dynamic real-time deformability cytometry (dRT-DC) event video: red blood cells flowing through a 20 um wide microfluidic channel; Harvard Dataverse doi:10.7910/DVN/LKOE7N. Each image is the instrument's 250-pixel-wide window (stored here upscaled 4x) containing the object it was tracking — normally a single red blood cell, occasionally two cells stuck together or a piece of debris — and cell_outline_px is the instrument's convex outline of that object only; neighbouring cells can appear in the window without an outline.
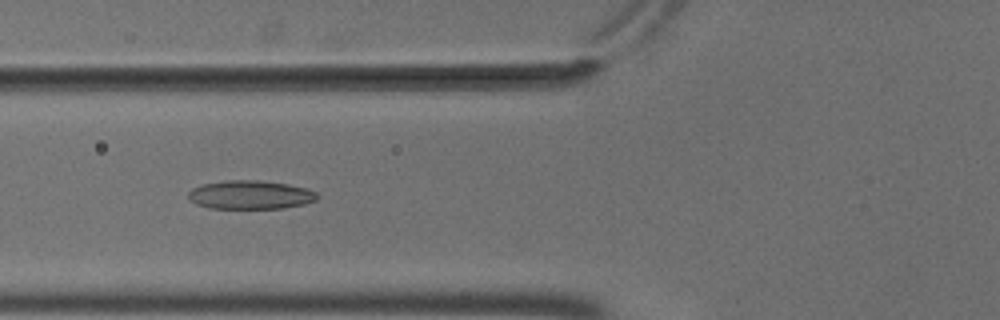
{"species": "common noctule bat (a hibernating species)", "species_latin": "Nyctalus noctula", "temperature_condition": "cold", "stored_images_in_passage": 55, "camera_frame_rate_fps": 3000, "um_per_image_px": 0.085, "animal": {"sex": "male", "body_mass_g": 18.8}, "frame": {"image": 1, "passage_image": 22, "time_ms": 7.0, "image_size_px": [1000, 320], "cell_outline_px": [[320, 196], [316, 200], [304, 204], [284, 208], [208, 208], [196, 204], [188, 196], [188, 192], [192, 188], [204, 184], [228, 180], [256, 180], [288, 184], [308, 188], [316, 192]], "centroid_in_image_um": [21.32, 16.56], "position_along_channel_um": 104.5, "area_um2": 21.5}}
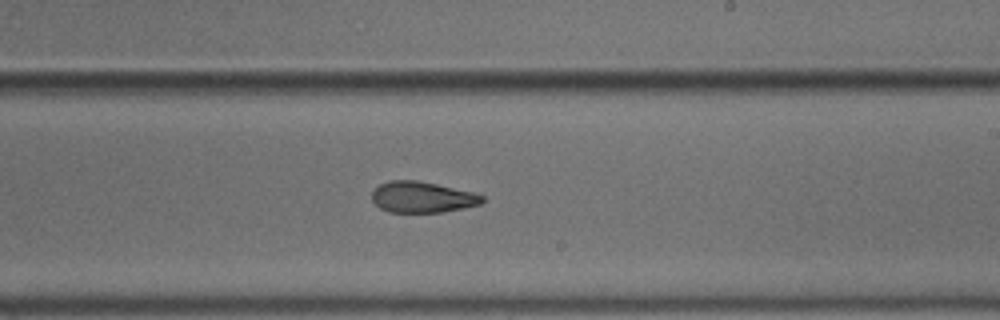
{"frame": {"image": 2, "passage_image": 34, "time_ms": 11.0, "image_size_px": [1000, 320], "cell_outline_px": [[484, 200], [480, 204], [464, 208], [440, 212], [388, 212], [380, 208], [372, 200], [372, 192], [380, 184], [388, 180], [416, 180], [436, 184], [472, 192], [484, 196]], "centroid_in_image_um": [35.87, 16.76], "position_along_channel_um": 253.1, "area_um2": 19.83}}
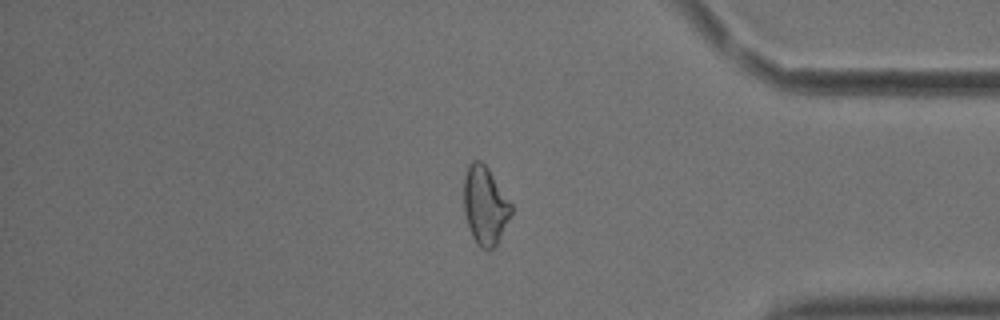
{"frame": {"image": 3, "passage_image": 47, "time_ms": 15.333, "image_size_px": [1000, 320], "cell_outline_px": [[512, 212], [496, 244], [488, 252], [480, 248], [476, 244], [472, 236], [464, 212], [464, 176], [468, 164], [472, 160], [480, 160], [488, 168], [512, 204]], "centroid_in_image_um": [41.21, 17.46], "position_along_channel_um": 394.0, "area_um2": 21.56}, "authors_computed_cell_mechanics": {"area_um2": 21.5016, "velocity_mm_per_s": 3.7031, "shape_relaxation_time_tau1_ms": 7.398, "shape_relaxation_time_tau2_ms": 3.2422, "deformation_change_tau1": 0.1676, "deformation_change_tau2": 0.1022}}